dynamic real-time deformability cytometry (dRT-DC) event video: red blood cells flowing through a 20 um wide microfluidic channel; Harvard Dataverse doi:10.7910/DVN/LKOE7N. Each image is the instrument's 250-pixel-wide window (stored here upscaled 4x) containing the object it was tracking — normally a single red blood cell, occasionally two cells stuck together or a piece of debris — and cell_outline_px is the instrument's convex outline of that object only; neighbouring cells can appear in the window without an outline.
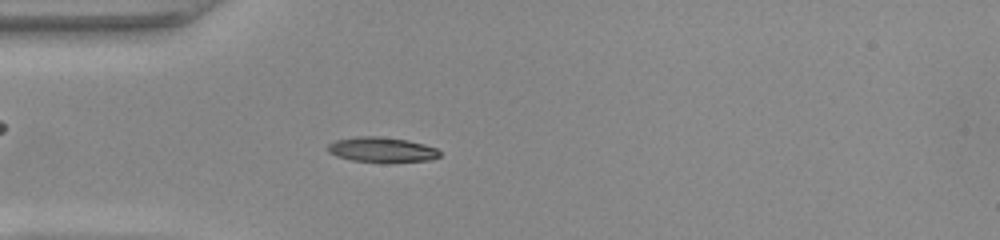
{"species": "common noctule bat (a hibernating species)", "species_latin": "Nyctalus noctula", "temperature_condition": "warm", "stored_images_in_passage": 51, "camera_frame_rate_fps": 3000, "um_per_image_px": 0.085, "animal": {"sex": "female", "body_mass_g": 22.0, "forearm_length_mm": 56.7}, "frame": {"image": 1, "passage_image": 14, "time_ms": 4.333, "image_size_px": [1000, 240], "cell_outline_px": [[440, 156], [432, 160], [352, 160], [336, 156], [328, 152], [328, 144], [336, 140], [360, 136], [376, 136], [408, 140], [424, 144], [436, 148], [440, 152]], "centroid_in_image_um": [32.44, 12.68], "position_along_channel_um": 52.6, "area_um2": 15.61}}
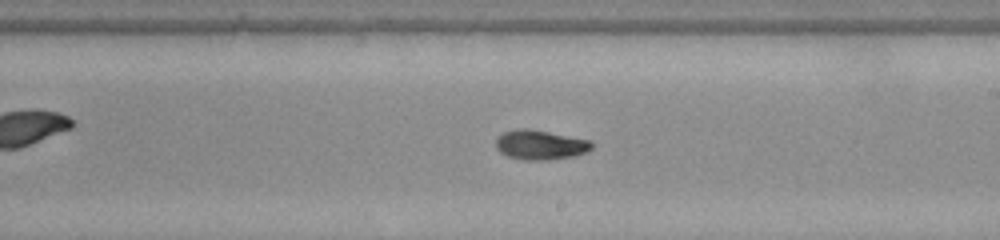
{"frame": {"image": 2, "passage_image": 29, "time_ms": 9.333, "image_size_px": [1000, 240], "cell_outline_px": [[592, 148], [588, 152], [572, 156], [548, 160], [524, 160], [508, 156], [500, 152], [496, 148], [496, 136], [504, 132], [516, 128], [528, 128], [592, 140]], "centroid_in_image_um": [45.92, 12.3], "position_along_channel_um": 243.1, "area_um2": 16.7}}
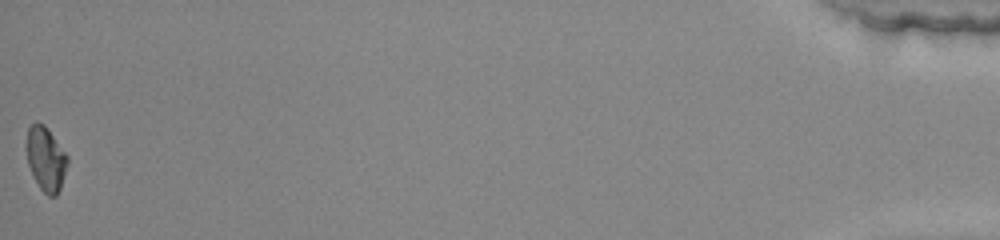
{"frame": {"image": 3, "passage_image": 51, "time_ms": 16.667, "image_size_px": [1000, 240], "cell_outline_px": [[68, 164], [60, 188], [56, 196], [48, 196], [40, 188], [28, 164], [28, 128], [36, 120], [44, 124], [48, 128], [68, 156]], "centroid_in_image_um": [3.93, 13.49], "position_along_channel_um": 431.3, "area_um2": 15.03}, "authors_computed_cell_mechanics": {"area_um2": 15.7794, "velocity_mm_per_s": 3.9644, "shape_relaxation_time_tau1_ms": null, "shape_relaxation_time_tau2_ms": 4.5478, "deformation_change_tau1": null, "deformation_change_tau2": 0.0781}}